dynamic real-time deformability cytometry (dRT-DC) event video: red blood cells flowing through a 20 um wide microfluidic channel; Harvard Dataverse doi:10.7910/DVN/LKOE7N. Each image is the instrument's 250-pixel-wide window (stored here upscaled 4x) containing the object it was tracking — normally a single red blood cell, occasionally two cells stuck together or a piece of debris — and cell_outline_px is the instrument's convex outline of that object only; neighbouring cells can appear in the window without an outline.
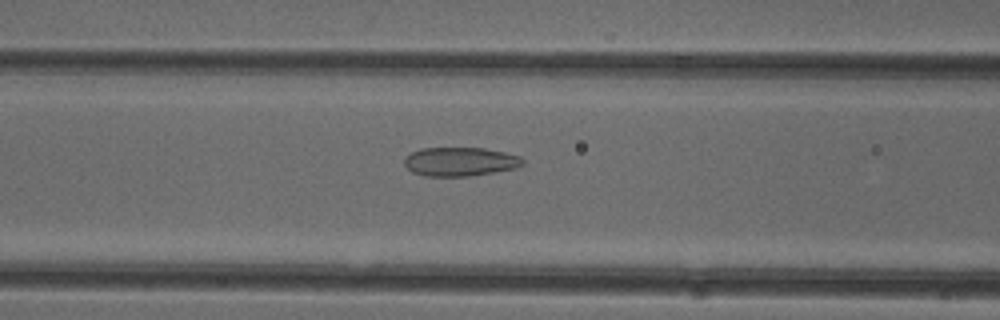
{"species": "common noctule bat (a hibernating species)", "species_latin": "Nyctalus noctula", "temperature_condition": "cold", "stored_images_in_passage": 51, "camera_frame_rate_fps": 3000, "um_per_image_px": 0.085, "animal": {"sex": "female"}, "frame": {"image": 1, "passage_image": 21, "time_ms": 6.667, "image_size_px": [1000, 320], "cell_outline_px": [[524, 164], [516, 168], [468, 176], [424, 176], [412, 172], [404, 164], [404, 156], [420, 148], [484, 148], [504, 152], [520, 156], [524, 160]], "centroid_in_image_um": [39.09, 13.73], "position_along_channel_um": 127.5, "area_um2": 19.94}}
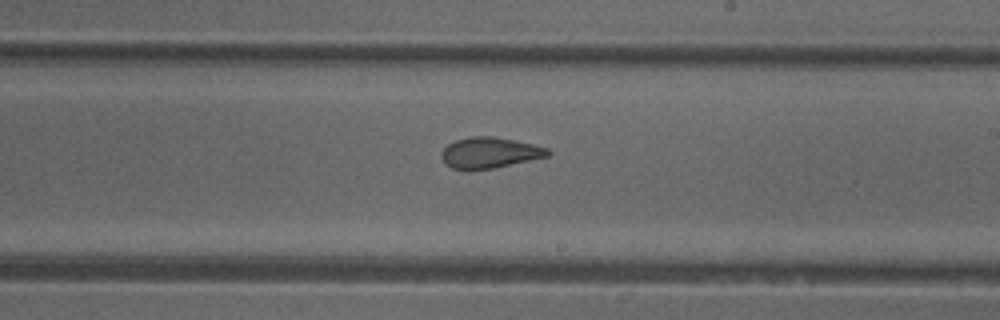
{"frame": {"image": 2, "passage_image": 30, "time_ms": 9.667, "image_size_px": [1000, 320], "cell_outline_px": [[552, 152], [548, 156], [492, 168], [452, 168], [440, 156], [440, 152], [448, 144], [456, 140], [472, 136], [492, 136], [532, 144], [548, 148]], "centroid_in_image_um": [41.63, 12.95], "position_along_channel_um": 247.4, "area_um2": 18.55}}
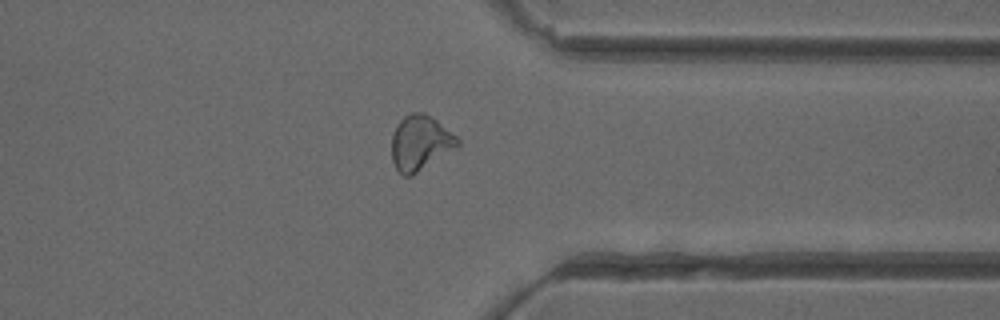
{"frame": {"image": 3, "passage_image": 40, "time_ms": 13.0, "image_size_px": [1000, 320], "cell_outline_px": [[460, 144], [412, 176], [404, 176], [396, 168], [392, 160], [392, 136], [396, 124], [404, 116], [412, 112], [424, 112], [436, 120], [456, 136], [460, 140]], "centroid_in_image_um": [35.69, 12.13], "position_along_channel_um": 375.7, "area_um2": 20.81}, "authors_computed_cell_mechanics": {"area_um2": 20.808, "velocity_mm_per_s": 3.9966, "shape_relaxation_time_tau1_ms": null, "shape_relaxation_time_tau2_ms": 1.7729, "deformation_change_tau1": null, "deformation_change_tau2": 0.0975}}